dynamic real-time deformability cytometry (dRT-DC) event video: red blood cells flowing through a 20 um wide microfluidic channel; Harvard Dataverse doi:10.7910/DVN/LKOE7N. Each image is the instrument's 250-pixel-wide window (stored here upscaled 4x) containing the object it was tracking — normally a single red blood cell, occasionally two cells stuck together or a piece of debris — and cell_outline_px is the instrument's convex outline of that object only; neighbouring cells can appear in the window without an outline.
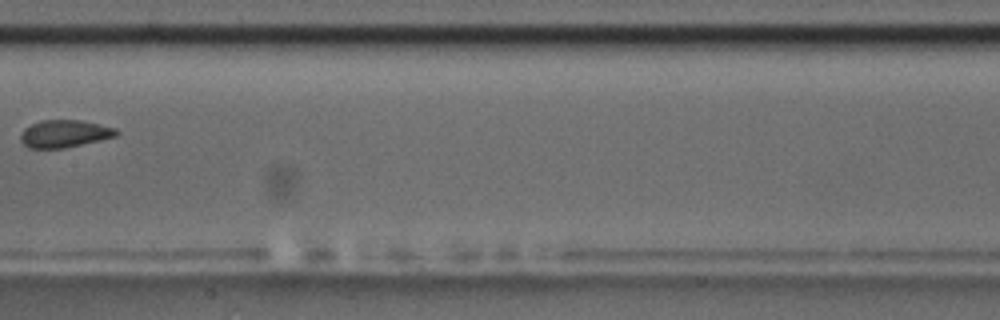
{"species": "common noctule bat (a hibernating species)", "species_latin": "Nyctalus noctula", "temperature_condition": "room temperature", "stored_images_in_passage": 13, "camera_frame_rate_fps": 3000, "um_per_image_px": 0.085, "animal": {"sex": "male", "body_mass_g": 17.5, "forearm_length_mm": 52.3}, "frame": {"image": 1, "passage_image": 6, "time_ms": 6.667, "image_size_px": [1000, 320], "cell_outline_px": [[120, 132], [116, 136], [100, 140], [64, 148], [28, 148], [20, 140], [20, 136], [24, 128], [40, 120], [80, 120], [116, 128]], "centroid_in_image_um": [5.47, 11.36], "position_along_channel_um": 201.9, "area_um2": 15.26}, "authors_computed_cell_mechanics": {"area_um2": 15.895, "velocity_mm_per_s": 3.5681, "shape_relaxation_time_tau1_ms": 3.1035, "shape_relaxation_time_tau2_ms": 1.3028, "deformation_change_tau1": 0.1526, "deformation_change_tau2": 0.079}}